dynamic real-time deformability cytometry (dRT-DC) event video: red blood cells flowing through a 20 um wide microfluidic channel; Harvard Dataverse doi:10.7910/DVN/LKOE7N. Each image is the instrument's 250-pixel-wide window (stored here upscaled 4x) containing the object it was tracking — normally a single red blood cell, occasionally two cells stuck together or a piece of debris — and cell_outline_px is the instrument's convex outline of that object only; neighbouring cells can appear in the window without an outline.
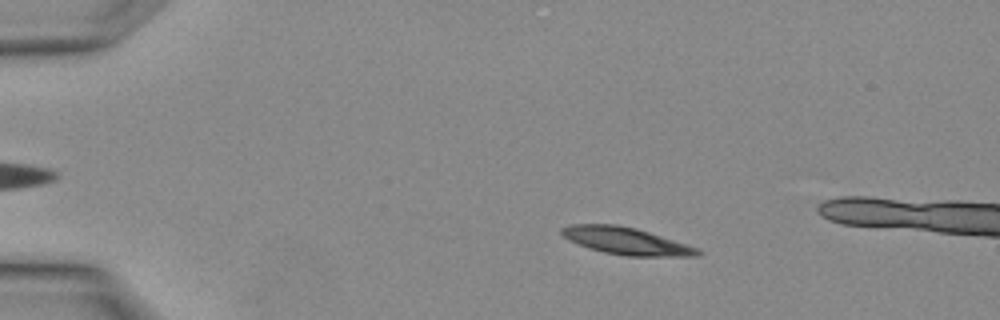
{"species": "Egyptian fruit bat (a non-hibernating species)", "species_latin": "Rousettus aegyptiacus", "temperature_condition": "warm", "stored_images_in_passage": 3, "camera_frame_rate_fps": 3000, "um_per_image_px": 0.085, "animal": {"sex": "female"}, "frame": {"image": 1, "passage_image": 1, "time_ms": 0.0, "image_size_px": [1000, 320], "cell_outline_px": [[704, 252], [700, 256], [624, 256], [604, 252], [588, 248], [568, 240], [560, 232], [560, 228], [572, 224], [616, 224], [636, 228], [700, 248]], "centroid_in_image_um": [53.25, 20.49], "position_along_channel_um": 31.8, "area_um2": 21.68}}